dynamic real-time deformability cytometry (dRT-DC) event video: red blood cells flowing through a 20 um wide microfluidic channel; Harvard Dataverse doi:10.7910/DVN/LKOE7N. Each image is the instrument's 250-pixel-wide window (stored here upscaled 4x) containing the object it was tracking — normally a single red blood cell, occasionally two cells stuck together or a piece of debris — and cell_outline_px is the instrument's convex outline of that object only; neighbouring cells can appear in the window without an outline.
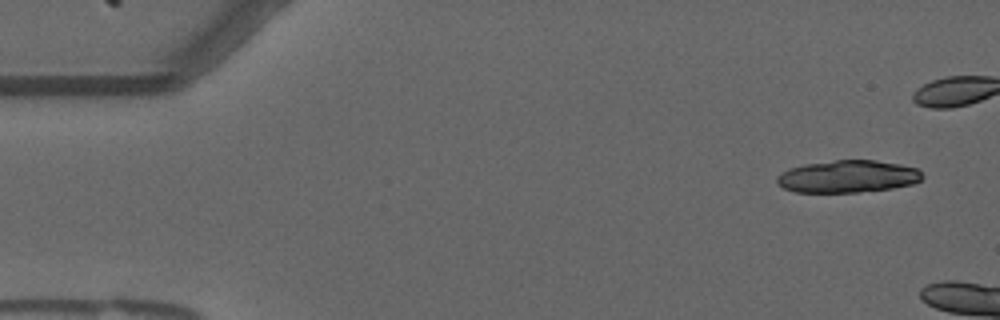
{"species": "common noctule bat (a hibernating species)", "species_latin": "Nyctalus noctula", "temperature_condition": "warm", "stored_images_in_passage": 6, "camera_frame_rate_fps": 3000, "um_per_image_px": 0.085, "animal": {"sex": "male", "forearm_length_mm": 52.5}, "frame": {"image": 1, "passage_image": 1, "time_ms": 0.0, "image_size_px": [1000, 320], "cell_outline_px": [[924, 176], [920, 180], [912, 184], [892, 188], [860, 192], [796, 192], [784, 188], [776, 184], [776, 176], [788, 168], [804, 164], [836, 160], [876, 160], [900, 164], [916, 168]], "centroid_in_image_um": [72.03, 15.0], "position_along_channel_um": 13.0, "area_um2": 27.46}}